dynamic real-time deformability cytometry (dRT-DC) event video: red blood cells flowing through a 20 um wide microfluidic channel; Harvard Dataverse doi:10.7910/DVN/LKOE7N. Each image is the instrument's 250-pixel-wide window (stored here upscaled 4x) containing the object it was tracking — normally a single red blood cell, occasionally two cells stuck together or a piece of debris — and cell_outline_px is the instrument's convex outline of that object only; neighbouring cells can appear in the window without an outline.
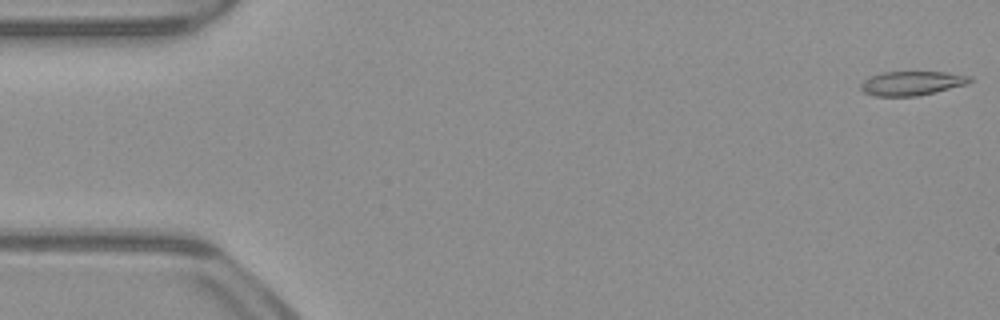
{"species": "common noctule bat (a hibernating species)", "species_latin": "Nyctalus noctula", "temperature_condition": "warm", "stored_images_in_passage": 52, "camera_frame_rate_fps": 3000, "um_per_image_px": 0.085, "animal": {"sex": "male", "body_mass_g": 23.1, "forearm_length_mm": 52.7}, "frame": {"image": 1, "passage_image": 1, "time_ms": 0.0, "image_size_px": [1000, 320], "cell_outline_px": [[972, 80], [968, 84], [916, 96], [872, 96], [864, 92], [860, 88], [860, 84], [868, 76], [880, 72], [944, 72], [972, 76]], "centroid_in_image_um": [77.46, 7.07], "position_along_channel_um": 7.5, "area_um2": 15.43}}
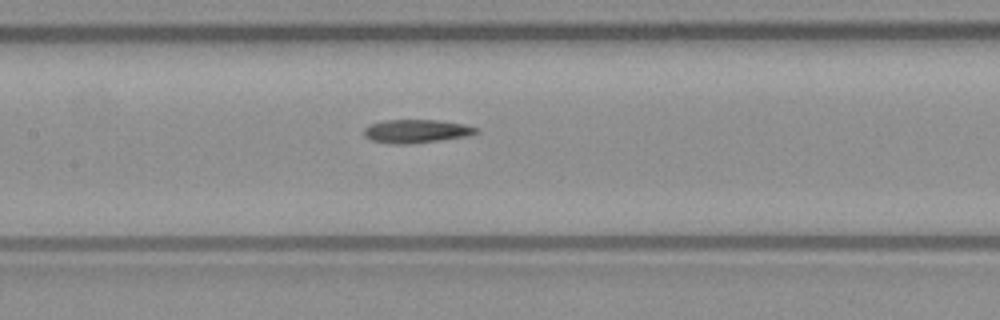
{"frame": {"image": 2, "passage_image": 24, "time_ms": 7.667, "image_size_px": [1000, 320], "cell_outline_px": [[480, 132], [468, 136], [440, 140], [408, 144], [388, 144], [372, 140], [364, 136], [364, 128], [368, 124], [384, 120], [436, 120], [464, 124], [480, 128]], "centroid_in_image_um": [35.39, 11.15], "position_along_channel_um": 172.0, "area_um2": 15.49}}
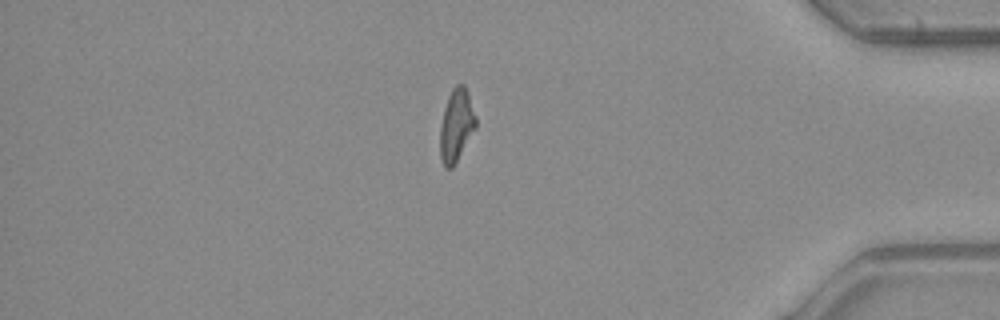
{"frame": {"image": 3, "passage_image": 44, "time_ms": 14.333, "image_size_px": [1000, 320], "cell_outline_px": [[476, 128], [452, 168], [444, 168], [440, 160], [440, 128], [444, 108], [448, 96], [452, 88], [456, 84], [464, 84], [468, 92], [476, 116]], "centroid_in_image_um": [38.78, 10.64], "position_along_channel_um": 396.4, "area_um2": 15.2}, "authors_computed_cell_mechanics": {"area_um2": 15.3748, "velocity_mm_per_s": 3.942, "shape_relaxation_time_tau1_ms": 9.2927, "shape_relaxation_time_tau2_ms": 3.3151, "deformation_change_tau1": 0.2614, "deformation_change_tau2": 0.1364}}